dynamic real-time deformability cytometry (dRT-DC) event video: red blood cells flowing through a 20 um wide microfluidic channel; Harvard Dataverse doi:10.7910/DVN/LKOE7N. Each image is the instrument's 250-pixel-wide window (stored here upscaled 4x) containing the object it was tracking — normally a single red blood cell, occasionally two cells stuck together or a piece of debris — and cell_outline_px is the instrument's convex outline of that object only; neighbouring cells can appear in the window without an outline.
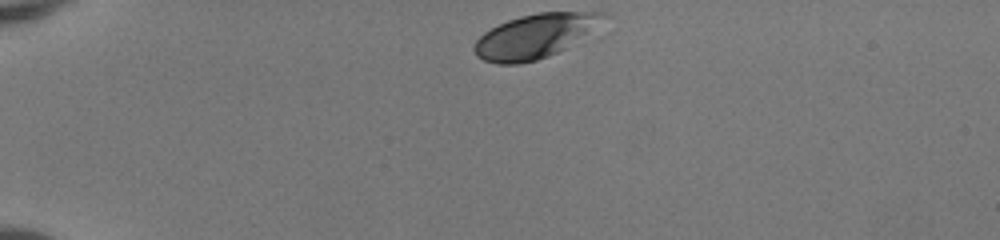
{"species": "human", "species_latin": "Homo sapiens", "temperature_condition": "room temperature", "stored_images_in_passage": 40, "camera_frame_rate_fps": 3000, "um_per_image_px": 0.085, "donor": {"sex": "female"}, "frame": {"image": 1, "passage_image": 1, "time_ms": 0.0, "image_size_px": [1000, 240], "cell_outline_px": [[612, 16], [564, 48], [548, 56], [536, 60], [520, 64], [496, 64], [484, 60], [476, 56], [472, 48], [476, 40], [484, 32], [508, 20], [520, 16], [540, 12], [604, 12]], "centroid_in_image_um": [45.44, 3.06], "position_along_channel_um": 39.6, "area_um2": 32.83}}
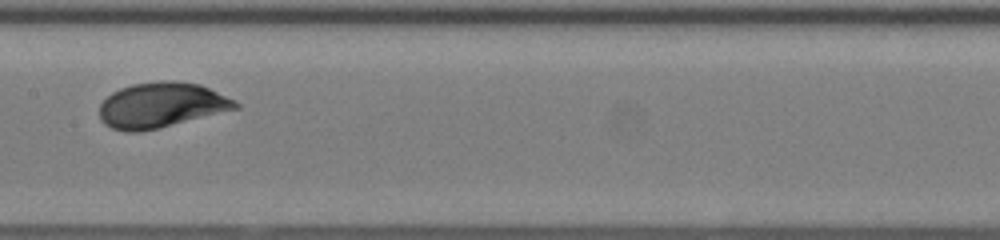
{"frame": {"image": 2, "passage_image": 17, "time_ms": 5.333, "image_size_px": [1000, 240], "cell_outline_px": [[240, 108], [160, 128], [140, 132], [124, 132], [112, 128], [104, 124], [100, 120], [100, 104], [112, 92], [120, 88], [132, 84], [160, 80], [176, 80], [200, 84], [236, 100], [240, 104]], "centroid_in_image_um": [13.72, 8.94], "position_along_channel_um": 193.7, "area_um2": 36.24}}
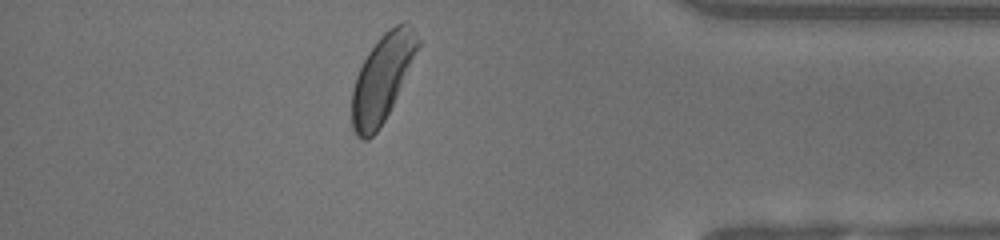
{"frame": {"image": 3, "passage_image": 34, "time_ms": 11.0, "image_size_px": [1000, 240], "cell_outline_px": [[420, 44], [392, 104], [384, 120], [376, 132], [368, 140], [360, 140], [356, 136], [352, 128], [352, 88], [356, 76], [368, 52], [380, 36], [384, 32], [396, 24], [404, 20], [412, 28], [420, 40]], "centroid_in_image_um": [32.45, 6.64], "position_along_channel_um": 402.7, "area_um2": 32.71}, "authors_computed_cell_mechanics": {"area_um2": 34.68, "velocity_mm_per_s": 4.0855, "shape_relaxation_time_tau1_ms": 2.633, "shape_relaxation_time_tau2_ms": null, "deformation_change_tau1": 0.1544, "deformation_change_tau2": null}}